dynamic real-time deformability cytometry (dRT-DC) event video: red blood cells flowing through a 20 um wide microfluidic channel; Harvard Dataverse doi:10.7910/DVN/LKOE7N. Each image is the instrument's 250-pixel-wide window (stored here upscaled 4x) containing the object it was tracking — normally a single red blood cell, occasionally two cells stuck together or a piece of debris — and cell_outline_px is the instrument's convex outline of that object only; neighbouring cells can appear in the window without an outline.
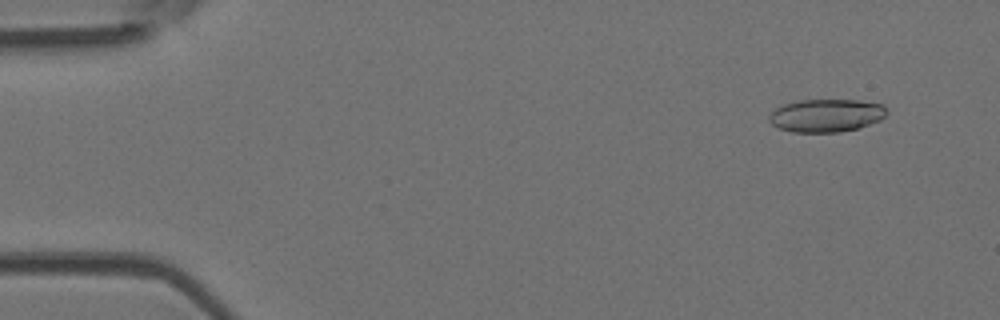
{"species": "Egyptian fruit bat (a non-hibernating species)", "species_latin": "Rousettus aegyptiacus", "temperature_condition": "room temperature", "stored_images_in_passage": 51, "camera_frame_rate_fps": 3000, "um_per_image_px": 0.085, "animal": {"sex": "female"}, "frame": {"image": 1, "passage_image": 4, "time_ms": 1.0, "image_size_px": [1000, 320], "cell_outline_px": [[888, 112], [880, 120], [856, 128], [840, 132], [792, 132], [780, 128], [772, 124], [768, 120], [768, 116], [776, 108], [784, 104], [800, 100], [856, 100], [884, 104]], "centroid_in_image_um": [70.23, 9.81], "position_along_channel_um": 14.8, "area_um2": 22.48}}
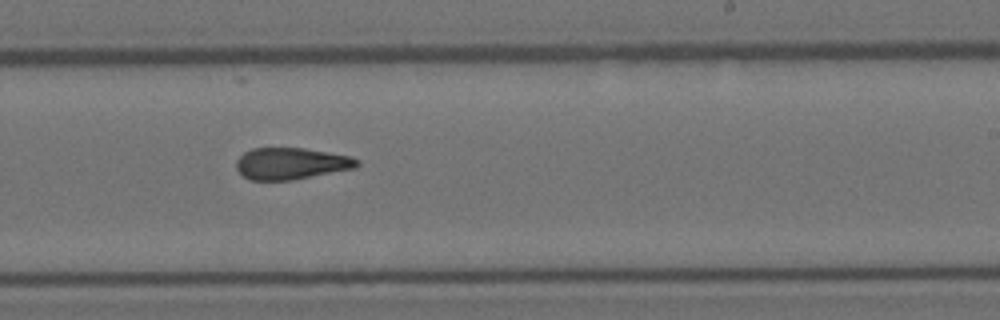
{"frame": {"image": 2, "passage_image": 31, "time_ms": 10.0, "image_size_px": [1000, 320], "cell_outline_px": [[360, 164], [356, 168], [292, 180], [248, 180], [236, 168], [236, 160], [244, 152], [252, 148], [304, 148], [352, 156], [360, 160]], "centroid_in_image_um": [24.76, 13.9], "position_along_channel_um": 264.2, "area_um2": 22.43}}
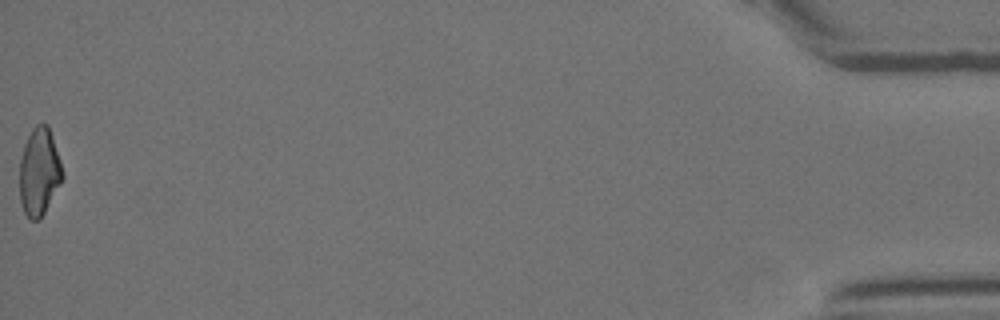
{"frame": {"image": 3, "passage_image": 51, "time_ms": 16.667, "image_size_px": [1000, 320], "cell_outline_px": [[64, 176], [60, 184], [40, 220], [32, 220], [24, 212], [20, 200], [20, 160], [24, 144], [32, 128], [36, 124], [48, 124], [64, 172]], "centroid_in_image_um": [3.34, 14.6], "position_along_channel_um": 431.9, "area_um2": 21.79}, "authors_computed_cell_mechanics": {"area_um2": 22.8888, "velocity_mm_per_s": 3.995, "shape_relaxation_time_tau1_ms": null, "shape_relaxation_time_tau2_ms": 2.9747, "deformation_change_tau1": null, "deformation_change_tau2": 0.1242}}